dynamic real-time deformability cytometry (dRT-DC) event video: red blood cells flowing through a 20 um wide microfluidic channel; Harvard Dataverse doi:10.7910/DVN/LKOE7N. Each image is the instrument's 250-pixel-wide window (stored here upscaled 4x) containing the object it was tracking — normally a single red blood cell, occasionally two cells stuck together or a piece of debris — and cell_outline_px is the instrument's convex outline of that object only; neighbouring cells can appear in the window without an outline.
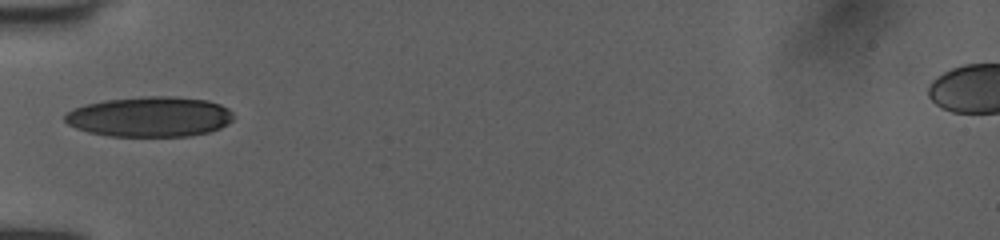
{"species": "human", "species_latin": "Homo sapiens", "temperature_condition": "room temperature", "stored_images_in_passage": 9, "camera_frame_rate_fps": 3000, "um_per_image_px": 0.085, "donor": {"sex": "female"}, "frame": {"image": 1, "passage_image": 1, "time_ms": 0.0, "image_size_px": [1000, 240], "cell_outline_px": [[232, 120], [228, 124], [220, 128], [208, 132], [188, 136], [108, 136], [88, 132], [76, 128], [68, 124], [64, 120], [64, 116], [68, 112], [84, 104], [104, 100], [140, 96], [176, 96], [208, 100], [220, 104], [228, 108], [232, 112]], "centroid_in_image_um": [12.74, 9.91], "position_along_channel_um": 72.3, "area_um2": 39.71}}
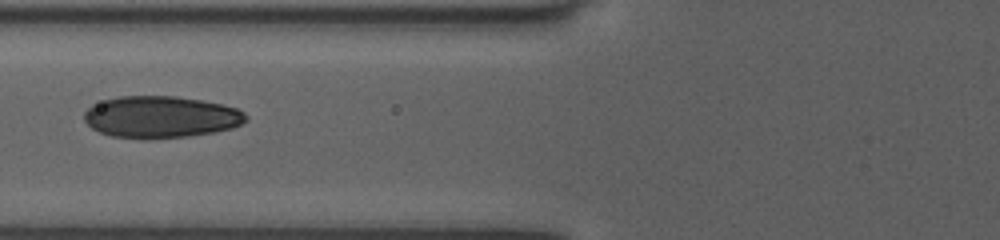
{"frame": {"image": 2, "passage_image": 4, "time_ms": 1.0, "image_size_px": [1000, 240], "cell_outline_px": [[248, 120], [232, 128], [212, 132], [188, 136], [112, 136], [100, 132], [92, 128], [84, 120], [84, 112], [92, 104], [104, 100], [120, 96], [176, 96], [200, 100], [220, 104], [236, 108], [244, 112], [248, 116]], "centroid_in_image_um": [13.68, 9.9], "position_along_channel_um": 112.1, "area_um2": 38.44}}
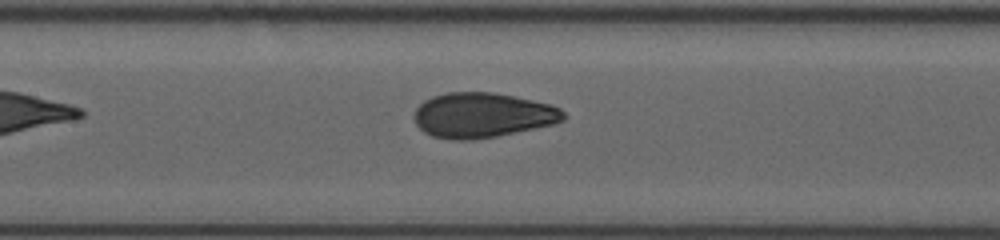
{"frame": {"image": 3, "passage_image": 8, "time_ms": 2.333, "image_size_px": [1000, 240], "cell_outline_px": [[564, 120], [552, 124], [496, 136], [472, 140], [452, 140], [432, 136], [424, 132], [416, 124], [416, 108], [424, 100], [432, 96], [448, 92], [492, 92], [552, 104], [560, 108], [564, 112]], "centroid_in_image_um": [41.0, 9.79], "position_along_channel_um": 166.4, "area_um2": 38.84}}